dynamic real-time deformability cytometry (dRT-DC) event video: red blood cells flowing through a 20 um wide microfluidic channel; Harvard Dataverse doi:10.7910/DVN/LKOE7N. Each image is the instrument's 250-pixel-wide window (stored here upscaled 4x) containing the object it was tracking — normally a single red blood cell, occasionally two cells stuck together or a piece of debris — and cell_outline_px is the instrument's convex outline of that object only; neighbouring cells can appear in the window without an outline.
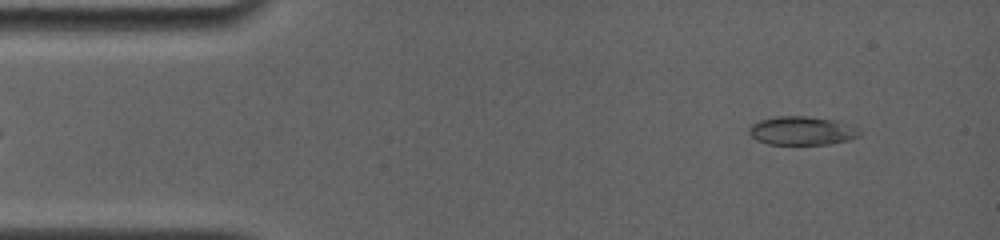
{"species": "common noctule bat (a hibernating species)", "species_latin": "Nyctalus noctula", "temperature_condition": "room temperature", "stored_images_in_passage": 13, "camera_frame_rate_fps": 4000, "um_per_image_px": 0.085, "animal": {"sex": "female", "body_mass_g": 19.0, "forearm_length_mm": 56.7}, "frame": {"image": 1, "passage_image": 1, "time_ms": 0.0, "image_size_px": [1000, 240], "cell_outline_px": [[860, 136], [848, 140], [828, 144], [768, 144], [756, 140], [748, 132], [748, 128], [752, 124], [760, 120], [776, 116], [808, 116], [836, 120], [848, 124], [856, 128], [860, 132]], "centroid_in_image_um": [68.14, 11.11], "position_along_channel_um": 16.9, "area_um2": 18.44}}
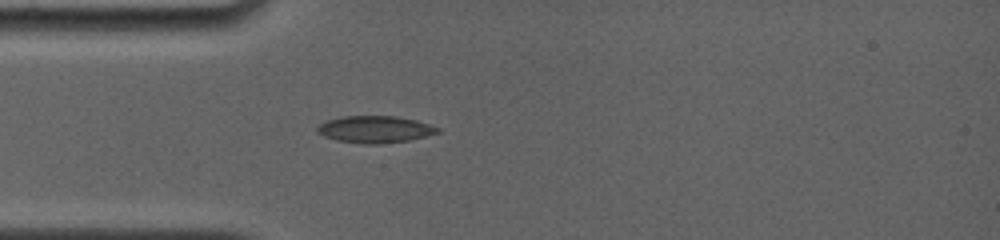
{"frame": {"image": 2, "passage_image": 11, "time_ms": 3.0, "image_size_px": [1000, 240], "cell_outline_px": [[440, 132], [408, 140], [380, 144], [364, 144], [336, 140], [324, 136], [316, 132], [316, 128], [320, 124], [328, 120], [340, 116], [396, 116], [416, 120], [440, 128]], "centroid_in_image_um": [31.85, 10.99], "position_along_channel_um": 53.2, "area_um2": 18.84}}